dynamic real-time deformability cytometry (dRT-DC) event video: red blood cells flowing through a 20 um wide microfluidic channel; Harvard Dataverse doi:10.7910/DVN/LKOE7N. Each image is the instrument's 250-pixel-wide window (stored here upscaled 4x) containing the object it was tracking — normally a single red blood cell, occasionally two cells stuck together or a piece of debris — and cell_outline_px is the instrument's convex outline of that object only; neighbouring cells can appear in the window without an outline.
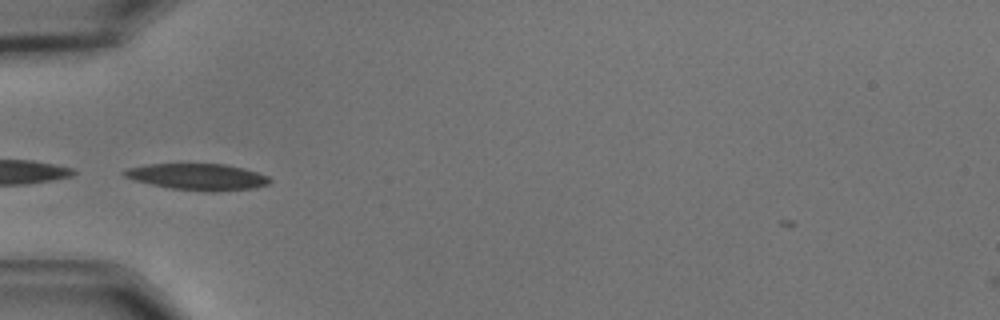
{"species": "common noctule bat (a hibernating species)", "species_latin": "Nyctalus noctula", "temperature_condition": "cold", "stored_images_in_passage": 9, "camera_frame_rate_fps": 3000, "um_per_image_px": 0.085, "animal": {"sex": "male", "body_mass_g": 15.6}, "frame": {"image": 1, "passage_image": 2, "time_ms": 0.333, "image_size_px": [1000, 320], "cell_outline_px": [[272, 180], [268, 184], [252, 188], [216, 192], [208, 192], [168, 188], [136, 180], [124, 176], [120, 172], [128, 168], [148, 164], [180, 160], [224, 164], [244, 168], [268, 176]], "centroid_in_image_um": [16.75, 14.98], "position_along_channel_um": 68.2, "area_um2": 23.47}}